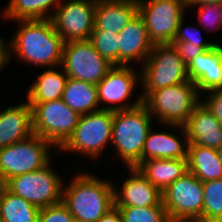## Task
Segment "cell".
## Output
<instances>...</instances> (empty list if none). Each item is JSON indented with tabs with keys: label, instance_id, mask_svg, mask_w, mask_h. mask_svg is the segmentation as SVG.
<instances>
[{
	"label": "cell",
	"instance_id": "14",
	"mask_svg": "<svg viewBox=\"0 0 222 222\" xmlns=\"http://www.w3.org/2000/svg\"><path fill=\"white\" fill-rule=\"evenodd\" d=\"M135 71L129 66H113L107 75L96 85L98 90L99 104H115L114 106L102 107L111 111L128 110L142 104V97L129 104L127 101L133 94L137 81ZM125 102V103H124ZM122 103V104H121ZM127 103V104H126Z\"/></svg>",
	"mask_w": 222,
	"mask_h": 222
},
{
	"label": "cell",
	"instance_id": "18",
	"mask_svg": "<svg viewBox=\"0 0 222 222\" xmlns=\"http://www.w3.org/2000/svg\"><path fill=\"white\" fill-rule=\"evenodd\" d=\"M189 143L217 149L222 145V125L200 102L184 125Z\"/></svg>",
	"mask_w": 222,
	"mask_h": 222
},
{
	"label": "cell",
	"instance_id": "12",
	"mask_svg": "<svg viewBox=\"0 0 222 222\" xmlns=\"http://www.w3.org/2000/svg\"><path fill=\"white\" fill-rule=\"evenodd\" d=\"M61 66L68 78L97 85L114 65L95 50L90 40H79L64 44Z\"/></svg>",
	"mask_w": 222,
	"mask_h": 222
},
{
	"label": "cell",
	"instance_id": "33",
	"mask_svg": "<svg viewBox=\"0 0 222 222\" xmlns=\"http://www.w3.org/2000/svg\"><path fill=\"white\" fill-rule=\"evenodd\" d=\"M183 21V19L180 21L174 41L187 42L189 45L197 47H213L216 44L213 42H203L200 31L192 26L183 28Z\"/></svg>",
	"mask_w": 222,
	"mask_h": 222
},
{
	"label": "cell",
	"instance_id": "17",
	"mask_svg": "<svg viewBox=\"0 0 222 222\" xmlns=\"http://www.w3.org/2000/svg\"><path fill=\"white\" fill-rule=\"evenodd\" d=\"M118 35L119 66H129L131 61L144 62L154 47L148 37L144 21L138 13Z\"/></svg>",
	"mask_w": 222,
	"mask_h": 222
},
{
	"label": "cell",
	"instance_id": "20",
	"mask_svg": "<svg viewBox=\"0 0 222 222\" xmlns=\"http://www.w3.org/2000/svg\"><path fill=\"white\" fill-rule=\"evenodd\" d=\"M32 134V110L27 101L1 110L0 149L27 139Z\"/></svg>",
	"mask_w": 222,
	"mask_h": 222
},
{
	"label": "cell",
	"instance_id": "25",
	"mask_svg": "<svg viewBox=\"0 0 222 222\" xmlns=\"http://www.w3.org/2000/svg\"><path fill=\"white\" fill-rule=\"evenodd\" d=\"M60 72L48 68L40 74L28 90L27 102L42 103L62 98L68 76L64 69Z\"/></svg>",
	"mask_w": 222,
	"mask_h": 222
},
{
	"label": "cell",
	"instance_id": "31",
	"mask_svg": "<svg viewBox=\"0 0 222 222\" xmlns=\"http://www.w3.org/2000/svg\"><path fill=\"white\" fill-rule=\"evenodd\" d=\"M198 22L209 29L218 30L222 25V4H200ZM214 25V26H213Z\"/></svg>",
	"mask_w": 222,
	"mask_h": 222
},
{
	"label": "cell",
	"instance_id": "2",
	"mask_svg": "<svg viewBox=\"0 0 222 222\" xmlns=\"http://www.w3.org/2000/svg\"><path fill=\"white\" fill-rule=\"evenodd\" d=\"M73 178L63 185L62 203L76 222H98L114 207V185L86 172Z\"/></svg>",
	"mask_w": 222,
	"mask_h": 222
},
{
	"label": "cell",
	"instance_id": "32",
	"mask_svg": "<svg viewBox=\"0 0 222 222\" xmlns=\"http://www.w3.org/2000/svg\"><path fill=\"white\" fill-rule=\"evenodd\" d=\"M38 222H75L74 217L61 202L40 209Z\"/></svg>",
	"mask_w": 222,
	"mask_h": 222
},
{
	"label": "cell",
	"instance_id": "39",
	"mask_svg": "<svg viewBox=\"0 0 222 222\" xmlns=\"http://www.w3.org/2000/svg\"><path fill=\"white\" fill-rule=\"evenodd\" d=\"M218 157L220 158V160L222 161V145L216 149Z\"/></svg>",
	"mask_w": 222,
	"mask_h": 222
},
{
	"label": "cell",
	"instance_id": "37",
	"mask_svg": "<svg viewBox=\"0 0 222 222\" xmlns=\"http://www.w3.org/2000/svg\"><path fill=\"white\" fill-rule=\"evenodd\" d=\"M98 222H123L121 214L116 206L110 209Z\"/></svg>",
	"mask_w": 222,
	"mask_h": 222
},
{
	"label": "cell",
	"instance_id": "24",
	"mask_svg": "<svg viewBox=\"0 0 222 222\" xmlns=\"http://www.w3.org/2000/svg\"><path fill=\"white\" fill-rule=\"evenodd\" d=\"M62 100L79 115L100 110L97 86L93 83L68 78Z\"/></svg>",
	"mask_w": 222,
	"mask_h": 222
},
{
	"label": "cell",
	"instance_id": "10",
	"mask_svg": "<svg viewBox=\"0 0 222 222\" xmlns=\"http://www.w3.org/2000/svg\"><path fill=\"white\" fill-rule=\"evenodd\" d=\"M50 163L39 170L14 176L4 186L40 209L61 203L64 184Z\"/></svg>",
	"mask_w": 222,
	"mask_h": 222
},
{
	"label": "cell",
	"instance_id": "11",
	"mask_svg": "<svg viewBox=\"0 0 222 222\" xmlns=\"http://www.w3.org/2000/svg\"><path fill=\"white\" fill-rule=\"evenodd\" d=\"M137 4L153 45L170 44L184 19L186 0H137Z\"/></svg>",
	"mask_w": 222,
	"mask_h": 222
},
{
	"label": "cell",
	"instance_id": "36",
	"mask_svg": "<svg viewBox=\"0 0 222 222\" xmlns=\"http://www.w3.org/2000/svg\"><path fill=\"white\" fill-rule=\"evenodd\" d=\"M10 61L9 43H5L4 38L0 37V71Z\"/></svg>",
	"mask_w": 222,
	"mask_h": 222
},
{
	"label": "cell",
	"instance_id": "8",
	"mask_svg": "<svg viewBox=\"0 0 222 222\" xmlns=\"http://www.w3.org/2000/svg\"><path fill=\"white\" fill-rule=\"evenodd\" d=\"M113 118L114 111L107 109L80 115L78 125L59 149L96 158L111 141Z\"/></svg>",
	"mask_w": 222,
	"mask_h": 222
},
{
	"label": "cell",
	"instance_id": "34",
	"mask_svg": "<svg viewBox=\"0 0 222 222\" xmlns=\"http://www.w3.org/2000/svg\"><path fill=\"white\" fill-rule=\"evenodd\" d=\"M170 45L177 52V55L183 59L188 65L197 55L201 54L204 50L211 49L212 47H197L189 45L187 42L172 41Z\"/></svg>",
	"mask_w": 222,
	"mask_h": 222
},
{
	"label": "cell",
	"instance_id": "3",
	"mask_svg": "<svg viewBox=\"0 0 222 222\" xmlns=\"http://www.w3.org/2000/svg\"><path fill=\"white\" fill-rule=\"evenodd\" d=\"M151 114L141 104L128 110L114 111L111 142L127 167L142 162V151L151 127Z\"/></svg>",
	"mask_w": 222,
	"mask_h": 222
},
{
	"label": "cell",
	"instance_id": "7",
	"mask_svg": "<svg viewBox=\"0 0 222 222\" xmlns=\"http://www.w3.org/2000/svg\"><path fill=\"white\" fill-rule=\"evenodd\" d=\"M53 146L39 135L32 134L0 149V182L4 185L14 176L30 173L46 166L49 162V150Z\"/></svg>",
	"mask_w": 222,
	"mask_h": 222
},
{
	"label": "cell",
	"instance_id": "21",
	"mask_svg": "<svg viewBox=\"0 0 222 222\" xmlns=\"http://www.w3.org/2000/svg\"><path fill=\"white\" fill-rule=\"evenodd\" d=\"M184 142L169 132H153L151 128L142 151V161L148 159H187L188 137L184 126H179Z\"/></svg>",
	"mask_w": 222,
	"mask_h": 222
},
{
	"label": "cell",
	"instance_id": "19",
	"mask_svg": "<svg viewBox=\"0 0 222 222\" xmlns=\"http://www.w3.org/2000/svg\"><path fill=\"white\" fill-rule=\"evenodd\" d=\"M137 13V0H97L93 31L119 33Z\"/></svg>",
	"mask_w": 222,
	"mask_h": 222
},
{
	"label": "cell",
	"instance_id": "26",
	"mask_svg": "<svg viewBox=\"0 0 222 222\" xmlns=\"http://www.w3.org/2000/svg\"><path fill=\"white\" fill-rule=\"evenodd\" d=\"M40 208L10 192L4 185L0 191L1 222H38Z\"/></svg>",
	"mask_w": 222,
	"mask_h": 222
},
{
	"label": "cell",
	"instance_id": "29",
	"mask_svg": "<svg viewBox=\"0 0 222 222\" xmlns=\"http://www.w3.org/2000/svg\"><path fill=\"white\" fill-rule=\"evenodd\" d=\"M95 50L114 66H119L118 33L93 31L89 39Z\"/></svg>",
	"mask_w": 222,
	"mask_h": 222
},
{
	"label": "cell",
	"instance_id": "15",
	"mask_svg": "<svg viewBox=\"0 0 222 222\" xmlns=\"http://www.w3.org/2000/svg\"><path fill=\"white\" fill-rule=\"evenodd\" d=\"M131 176L122 183L121 190L114 186V206L149 207L163 206L162 192L152 185L137 167H128Z\"/></svg>",
	"mask_w": 222,
	"mask_h": 222
},
{
	"label": "cell",
	"instance_id": "9",
	"mask_svg": "<svg viewBox=\"0 0 222 222\" xmlns=\"http://www.w3.org/2000/svg\"><path fill=\"white\" fill-rule=\"evenodd\" d=\"M162 195L170 221L203 222V183L191 172L178 178Z\"/></svg>",
	"mask_w": 222,
	"mask_h": 222
},
{
	"label": "cell",
	"instance_id": "38",
	"mask_svg": "<svg viewBox=\"0 0 222 222\" xmlns=\"http://www.w3.org/2000/svg\"><path fill=\"white\" fill-rule=\"evenodd\" d=\"M187 7H193L200 4H222V0H186Z\"/></svg>",
	"mask_w": 222,
	"mask_h": 222
},
{
	"label": "cell",
	"instance_id": "4",
	"mask_svg": "<svg viewBox=\"0 0 222 222\" xmlns=\"http://www.w3.org/2000/svg\"><path fill=\"white\" fill-rule=\"evenodd\" d=\"M196 85L191 80L150 92L142 104L164 126H184L201 102Z\"/></svg>",
	"mask_w": 222,
	"mask_h": 222
},
{
	"label": "cell",
	"instance_id": "13",
	"mask_svg": "<svg viewBox=\"0 0 222 222\" xmlns=\"http://www.w3.org/2000/svg\"><path fill=\"white\" fill-rule=\"evenodd\" d=\"M96 6L97 0L61 1L52 12L51 21L65 43L90 39L94 30Z\"/></svg>",
	"mask_w": 222,
	"mask_h": 222
},
{
	"label": "cell",
	"instance_id": "28",
	"mask_svg": "<svg viewBox=\"0 0 222 222\" xmlns=\"http://www.w3.org/2000/svg\"><path fill=\"white\" fill-rule=\"evenodd\" d=\"M203 183V222H222V178Z\"/></svg>",
	"mask_w": 222,
	"mask_h": 222
},
{
	"label": "cell",
	"instance_id": "22",
	"mask_svg": "<svg viewBox=\"0 0 222 222\" xmlns=\"http://www.w3.org/2000/svg\"><path fill=\"white\" fill-rule=\"evenodd\" d=\"M137 168L162 193L188 172L187 159H148Z\"/></svg>",
	"mask_w": 222,
	"mask_h": 222
},
{
	"label": "cell",
	"instance_id": "5",
	"mask_svg": "<svg viewBox=\"0 0 222 222\" xmlns=\"http://www.w3.org/2000/svg\"><path fill=\"white\" fill-rule=\"evenodd\" d=\"M143 65L142 100L152 91L189 81L187 64L170 44L154 45Z\"/></svg>",
	"mask_w": 222,
	"mask_h": 222
},
{
	"label": "cell",
	"instance_id": "23",
	"mask_svg": "<svg viewBox=\"0 0 222 222\" xmlns=\"http://www.w3.org/2000/svg\"><path fill=\"white\" fill-rule=\"evenodd\" d=\"M188 171L202 182L222 178V161L214 148L189 143Z\"/></svg>",
	"mask_w": 222,
	"mask_h": 222
},
{
	"label": "cell",
	"instance_id": "16",
	"mask_svg": "<svg viewBox=\"0 0 222 222\" xmlns=\"http://www.w3.org/2000/svg\"><path fill=\"white\" fill-rule=\"evenodd\" d=\"M187 71L199 94L200 91L222 89V45L216 43L197 55L187 65Z\"/></svg>",
	"mask_w": 222,
	"mask_h": 222
},
{
	"label": "cell",
	"instance_id": "6",
	"mask_svg": "<svg viewBox=\"0 0 222 222\" xmlns=\"http://www.w3.org/2000/svg\"><path fill=\"white\" fill-rule=\"evenodd\" d=\"M29 105L32 110L33 134L59 149L78 125L80 115L65 104L62 98Z\"/></svg>",
	"mask_w": 222,
	"mask_h": 222
},
{
	"label": "cell",
	"instance_id": "1",
	"mask_svg": "<svg viewBox=\"0 0 222 222\" xmlns=\"http://www.w3.org/2000/svg\"><path fill=\"white\" fill-rule=\"evenodd\" d=\"M20 27L9 45L24 63L53 68L62 64L65 42L55 31L51 19L17 20ZM12 52V53H11Z\"/></svg>",
	"mask_w": 222,
	"mask_h": 222
},
{
	"label": "cell",
	"instance_id": "30",
	"mask_svg": "<svg viewBox=\"0 0 222 222\" xmlns=\"http://www.w3.org/2000/svg\"><path fill=\"white\" fill-rule=\"evenodd\" d=\"M117 208L123 222H170L163 206Z\"/></svg>",
	"mask_w": 222,
	"mask_h": 222
},
{
	"label": "cell",
	"instance_id": "35",
	"mask_svg": "<svg viewBox=\"0 0 222 222\" xmlns=\"http://www.w3.org/2000/svg\"><path fill=\"white\" fill-rule=\"evenodd\" d=\"M202 103L222 125V89L209 91V98Z\"/></svg>",
	"mask_w": 222,
	"mask_h": 222
},
{
	"label": "cell",
	"instance_id": "27",
	"mask_svg": "<svg viewBox=\"0 0 222 222\" xmlns=\"http://www.w3.org/2000/svg\"><path fill=\"white\" fill-rule=\"evenodd\" d=\"M62 0H10L3 16L10 20L51 19L47 11L55 10ZM48 14V15H47Z\"/></svg>",
	"mask_w": 222,
	"mask_h": 222
}]
</instances>
